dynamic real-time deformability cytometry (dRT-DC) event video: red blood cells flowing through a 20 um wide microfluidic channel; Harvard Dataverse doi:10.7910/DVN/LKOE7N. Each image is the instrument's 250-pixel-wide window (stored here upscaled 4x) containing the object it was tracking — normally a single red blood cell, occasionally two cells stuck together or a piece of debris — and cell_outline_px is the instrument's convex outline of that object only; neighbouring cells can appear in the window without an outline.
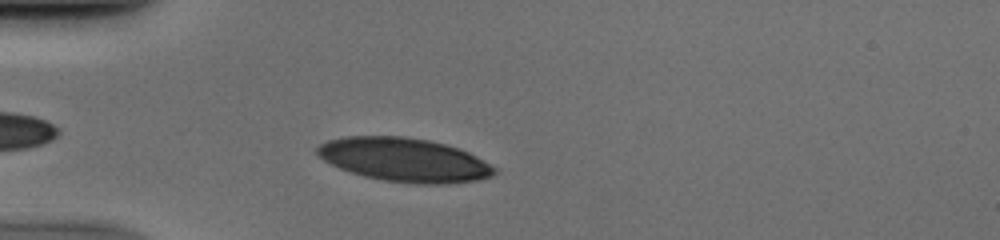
{"species": "human", "species_latin": "Homo sapiens", "temperature_condition": "cold", "stored_images_in_passage": 37, "camera_frame_rate_fps": 3000, "um_per_image_px": 0.085, "donor": {"sex": "male"}, "frame": {"image": 1, "passage_image": 4, "time_ms": 1.0, "image_size_px": [1000, 240], "cell_outline_px": [[496, 172], [492, 176], [476, 180], [448, 184], [416, 184], [384, 180], [364, 176], [340, 168], [324, 160], [316, 152], [316, 148], [320, 144], [328, 140], [344, 136], [404, 136], [428, 140], [460, 148], [476, 156], [496, 168]], "centroid_in_image_um": [34.37, 13.58], "position_along_channel_um": 50.6, "area_um2": 45.03}}
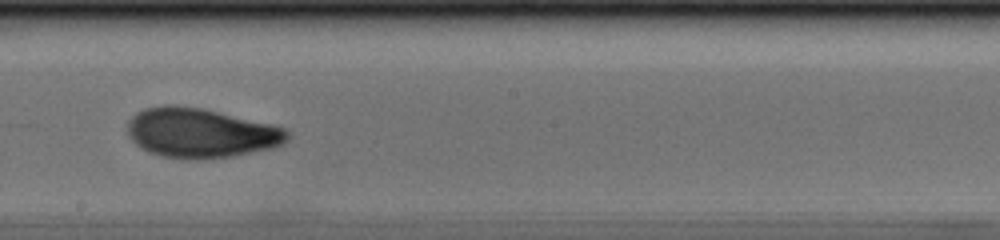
{"frame": {"image": 2, "passage_image": 19, "time_ms": 6.0, "image_size_px": [1000, 240], "cell_outline_px": [[292, 136], [284, 144], [272, 148], [232, 156], [208, 160], [180, 160], [160, 156], [148, 152], [140, 148], [128, 136], [128, 120], [136, 112], [144, 108], [164, 104], [176, 104], [204, 108], [272, 124], [284, 128]], "centroid_in_image_um": [17.05, 11.31], "position_along_channel_um": 231.2, "area_um2": 47.22}}
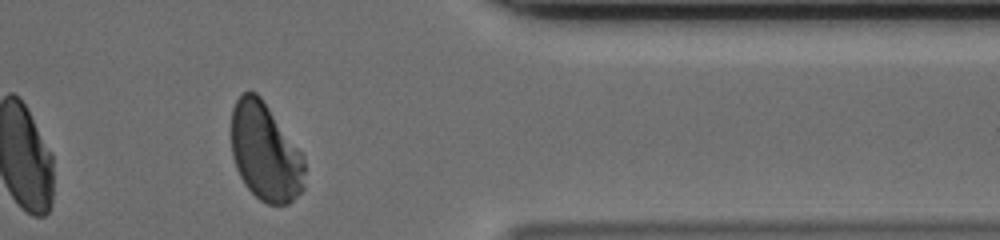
{"frame": {"image": 3, "passage_image": 32, "time_ms": 10.333, "image_size_px": [1000, 240], "cell_outline_px": [[304, 188], [288, 204], [268, 204], [260, 200], [244, 184], [236, 168], [232, 156], [232, 108], [236, 100], [244, 92], [256, 92], [260, 96], [304, 156]], "centroid_in_image_um": [22.54, 12.94], "position_along_channel_um": 388.9, "area_um2": 41.56}}